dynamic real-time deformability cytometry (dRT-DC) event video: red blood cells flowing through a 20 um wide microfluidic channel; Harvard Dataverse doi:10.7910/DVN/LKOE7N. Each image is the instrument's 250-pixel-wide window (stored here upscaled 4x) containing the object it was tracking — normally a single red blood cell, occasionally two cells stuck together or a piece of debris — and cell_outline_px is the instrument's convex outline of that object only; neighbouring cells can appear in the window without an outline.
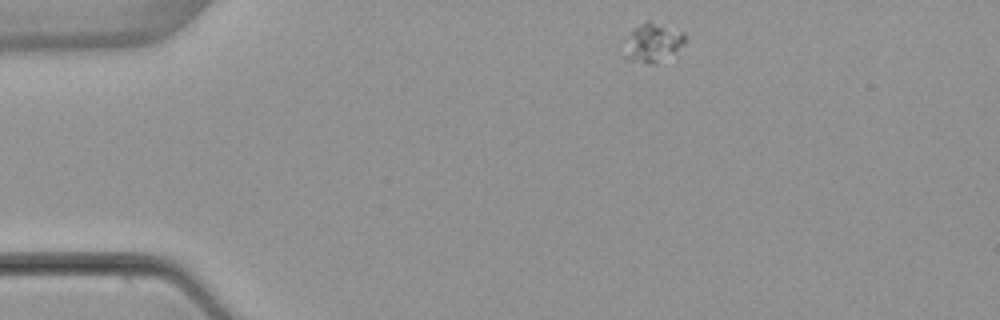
{"species": "common noctule bat (a hibernating species)", "species_latin": "Nyctalus noctula", "temperature_condition": "warm", "stored_images_in_passage": 3, "camera_frame_rate_fps": 3000, "um_per_image_px": 0.085, "animal": {"sex": "female", "body_mass_g": 22.7, "forearm_length_mm": 54.2}, "frame": {"image": 1, "passage_image": 1, "time_ms": 0.0, "image_size_px": [1000, 320], "cell_outline_px": [[688, 40], [684, 44], [652, 64], [628, 60], [620, 56], [632, 32], [640, 24], [648, 20], [652, 20], [684, 32]], "centroid_in_image_um": [55.47, 3.6], "position_along_channel_um": 29.5, "area_um2": 13.47}}